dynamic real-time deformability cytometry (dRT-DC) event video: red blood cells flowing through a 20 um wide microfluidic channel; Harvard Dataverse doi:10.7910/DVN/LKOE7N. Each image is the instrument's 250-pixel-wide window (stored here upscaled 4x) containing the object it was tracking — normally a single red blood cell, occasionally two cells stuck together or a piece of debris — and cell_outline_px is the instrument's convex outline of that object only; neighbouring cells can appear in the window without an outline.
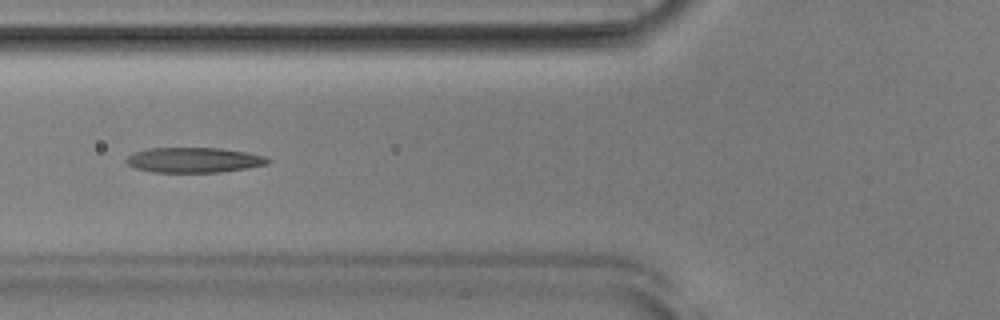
{"species": "Egyptian fruit bat (a non-hibernating species)", "species_latin": "Rousettus aegyptiacus", "temperature_condition": "room temperature", "stored_images_in_passage": 42, "camera_frame_rate_fps": 3000, "um_per_image_px": 0.085, "animal": {"sex": "male"}, "frame": {"image": 1, "passage_image": 10, "time_ms": 3.0, "image_size_px": [1000, 320], "cell_outline_px": [[272, 160], [268, 164], [248, 168], [220, 172], [152, 172], [136, 168], [128, 164], [124, 160], [132, 152], [148, 148], [220, 148], [248, 152], [264, 156]], "centroid_in_image_um": [16.49, 13.6], "position_along_channel_um": 109.3, "area_um2": 20.87}}
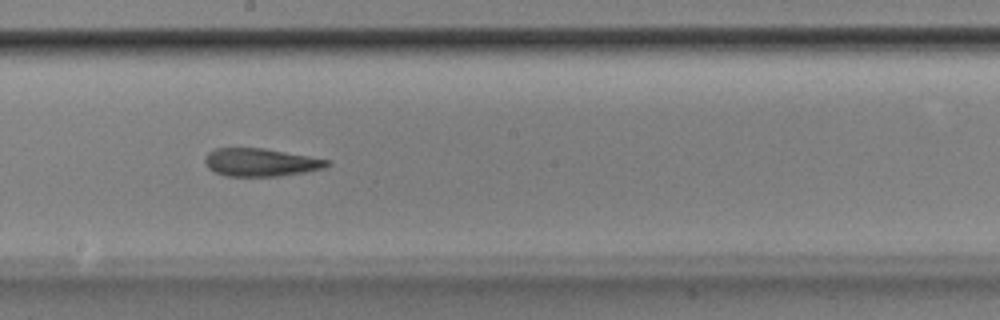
{"frame": {"image": 2, "passage_image": 19, "time_ms": 6.0, "image_size_px": [1000, 320], "cell_outline_px": [[332, 164], [324, 168], [304, 172], [280, 176], [224, 176], [208, 168], [204, 160], [204, 156], [208, 152], [216, 148], [264, 148], [308, 156], [328, 160]], "centroid_in_image_um": [22.13, 13.8], "position_along_channel_um": 226.1, "area_um2": 19.88}}
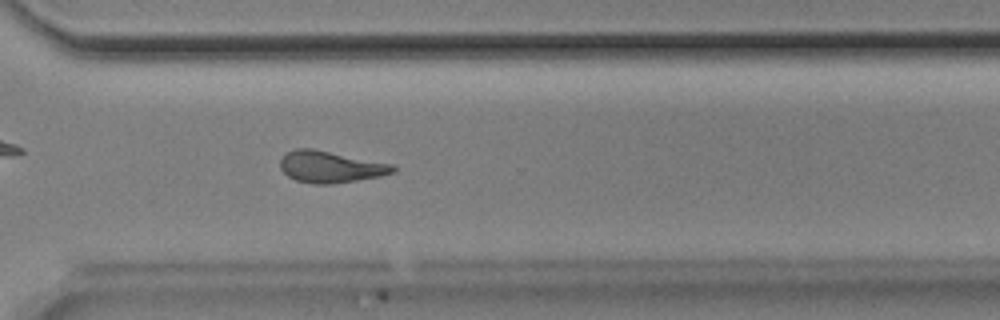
{"frame": {"image": 3, "passage_image": 28, "time_ms": 9.0, "image_size_px": [1000, 320], "cell_outline_px": [[396, 172], [380, 176], [332, 184], [312, 184], [296, 180], [288, 176], [280, 168], [280, 160], [288, 152], [296, 148], [312, 148], [396, 164]], "centroid_in_image_um": [28.13, 14.18], "position_along_channel_um": 342.5, "area_um2": 20.92}, "authors_computed_cell_mechanics": {"area_um2": 20.23, "velocity_mm_per_s": 3.8953, "shape_relaxation_time_tau1_ms": null, "shape_relaxation_time_tau2_ms": 4.5072, "deformation_change_tau1": null, "deformation_change_tau2": 0.1625}}